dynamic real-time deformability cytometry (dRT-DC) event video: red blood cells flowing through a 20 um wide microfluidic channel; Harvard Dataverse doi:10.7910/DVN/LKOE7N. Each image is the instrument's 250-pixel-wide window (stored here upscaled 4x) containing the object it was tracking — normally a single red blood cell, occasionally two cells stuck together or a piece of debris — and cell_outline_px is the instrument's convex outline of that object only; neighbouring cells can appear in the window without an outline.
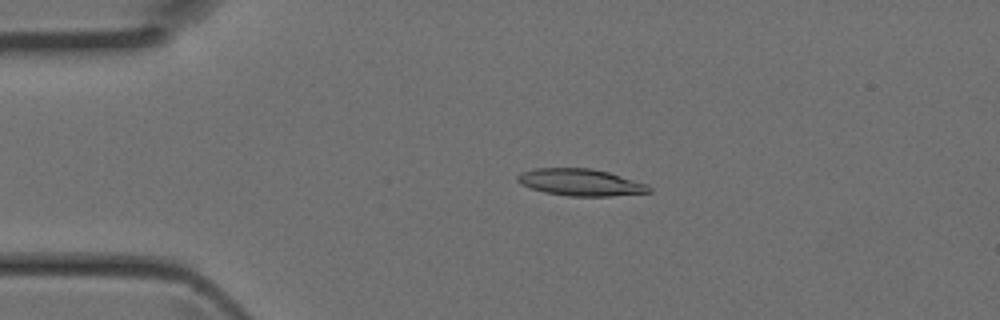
{"species": "Egyptian fruit bat (a non-hibernating species)", "species_latin": "Rousettus aegyptiacus", "temperature_condition": "room temperature", "stored_images_in_passage": 43, "camera_frame_rate_fps": 3000, "um_per_image_px": 0.085, "animal": {"sex": "female"}, "frame": {"image": 1, "passage_image": 9, "time_ms": 2.667, "image_size_px": [1000, 320], "cell_outline_px": [[652, 192], [608, 196], [568, 196], [544, 192], [520, 184], [516, 180], [516, 176], [524, 172], [536, 168], [592, 168], [608, 172], [644, 184], [652, 188]], "centroid_in_image_um": [49.31, 15.5], "position_along_channel_um": 35.7, "area_um2": 20.35}}
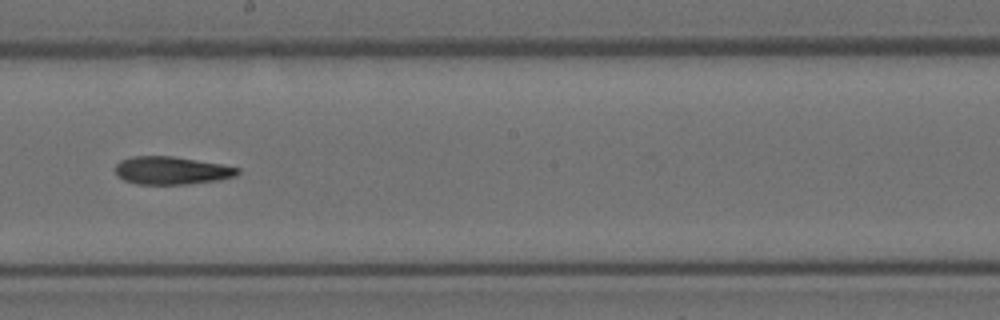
{"frame": {"image": 2, "passage_image": 24, "time_ms": 7.667, "image_size_px": [1000, 320], "cell_outline_px": [[240, 172], [236, 176], [220, 180], [188, 184], [136, 184], [124, 180], [116, 176], [116, 164], [120, 160], [132, 156], [172, 156], [220, 164], [240, 168]], "centroid_in_image_um": [14.57, 14.5], "position_along_channel_um": 233.6, "area_um2": 19.94}}
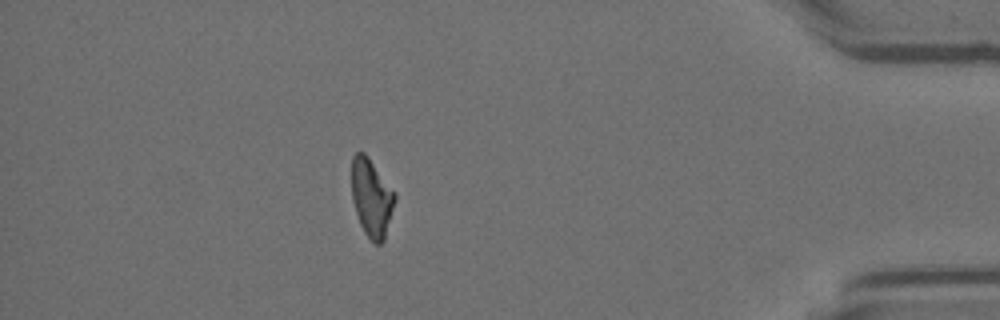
{"frame": {"image": 3, "passage_image": 38, "time_ms": 12.333, "image_size_px": [1000, 320], "cell_outline_px": [[396, 200], [384, 240], [380, 244], [376, 244], [364, 232], [360, 224], [352, 200], [352, 156], [356, 152], [364, 152], [368, 156], [396, 192]], "centroid_in_image_um": [31.59, 16.78], "position_along_channel_um": 403.6, "area_um2": 19.71}}